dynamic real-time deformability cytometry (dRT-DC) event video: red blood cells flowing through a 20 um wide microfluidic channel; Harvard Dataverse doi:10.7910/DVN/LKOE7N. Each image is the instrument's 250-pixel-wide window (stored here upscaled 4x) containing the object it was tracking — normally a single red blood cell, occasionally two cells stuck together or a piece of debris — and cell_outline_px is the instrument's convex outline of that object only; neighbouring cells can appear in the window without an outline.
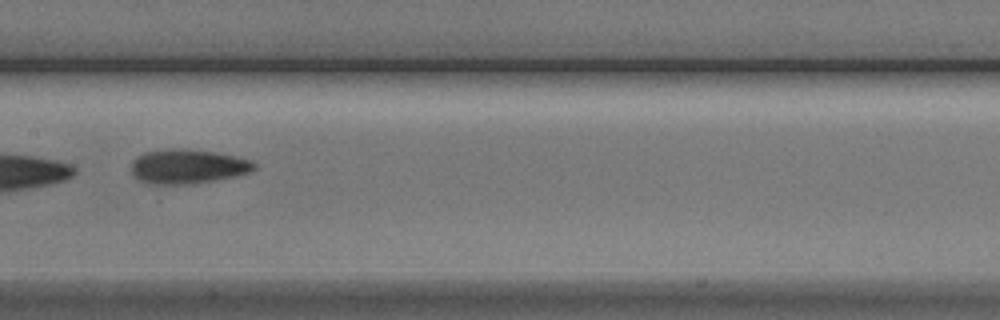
{"species": "Egyptian fruit bat (a non-hibernating species)", "species_latin": "Rousettus aegyptiacus", "temperature_condition": "cold", "stored_images_in_passage": 11, "camera_frame_rate_fps": 3000, "um_per_image_px": 0.085, "animal": {"sex": "male"}, "frame": {"image": 1, "passage_image": 4, "time_ms": 4.333, "image_size_px": [1000, 320], "cell_outline_px": [[256, 168], [248, 172], [236, 176], [192, 184], [148, 184], [140, 180], [132, 172], [132, 160], [136, 156], [144, 152], [172, 148], [216, 152], [236, 156], [252, 160], [256, 164]], "centroid_in_image_um": [15.96, 14.15], "position_along_channel_um": 191.4, "area_um2": 24.62}}
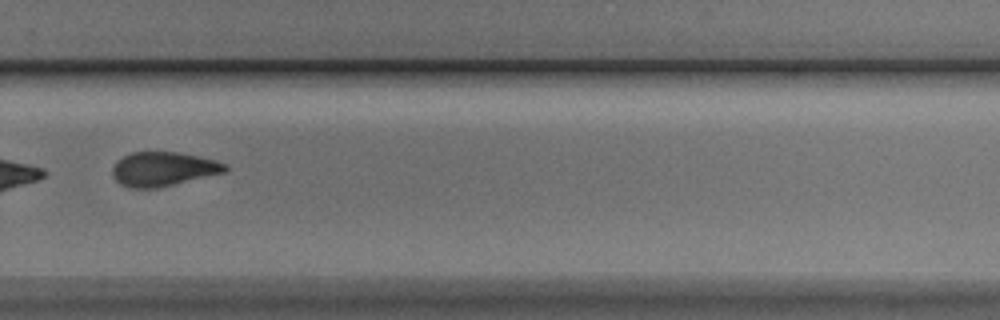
{"frame": {"image": 2, "passage_image": 7, "time_ms": 7.667, "image_size_px": [1000, 320], "cell_outline_px": [[228, 168], [224, 172], [156, 188], [128, 188], [120, 184], [112, 176], [112, 168], [116, 160], [132, 152], [180, 152], [216, 160], [224, 164]], "centroid_in_image_um": [13.81, 14.36], "position_along_channel_um": 316.0, "area_um2": 22.31}}
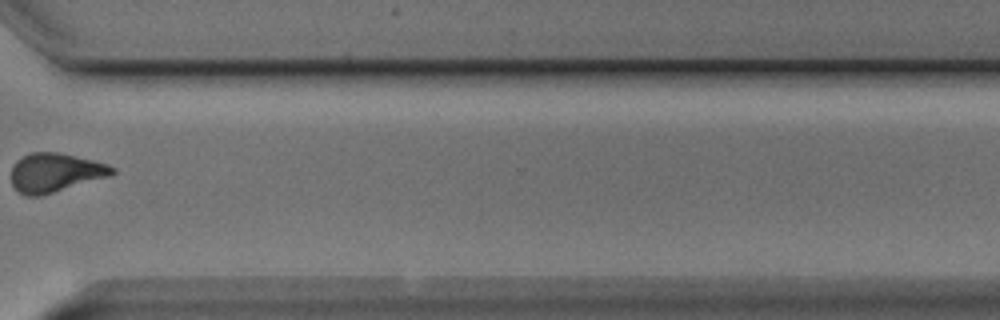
{"frame": {"image": 3, "passage_image": 8, "time_ms": 9.0, "image_size_px": [1000, 320], "cell_outline_px": [[116, 172], [112, 176], [40, 196], [24, 196], [12, 184], [12, 164], [16, 160], [32, 152], [60, 152], [108, 164], [116, 168]], "centroid_in_image_um": [4.72, 14.67], "position_along_channel_um": 365.9, "area_um2": 23.06}, "authors_computed_cell_mechanics": {"area_um2": 22.7732, "velocity_mm_per_s": 3.4179, "shape_relaxation_time_tau1_ms": 3.7306, "shape_relaxation_time_tau2_ms": null, "deformation_change_tau1": 0.0783, "deformation_change_tau2": null}}